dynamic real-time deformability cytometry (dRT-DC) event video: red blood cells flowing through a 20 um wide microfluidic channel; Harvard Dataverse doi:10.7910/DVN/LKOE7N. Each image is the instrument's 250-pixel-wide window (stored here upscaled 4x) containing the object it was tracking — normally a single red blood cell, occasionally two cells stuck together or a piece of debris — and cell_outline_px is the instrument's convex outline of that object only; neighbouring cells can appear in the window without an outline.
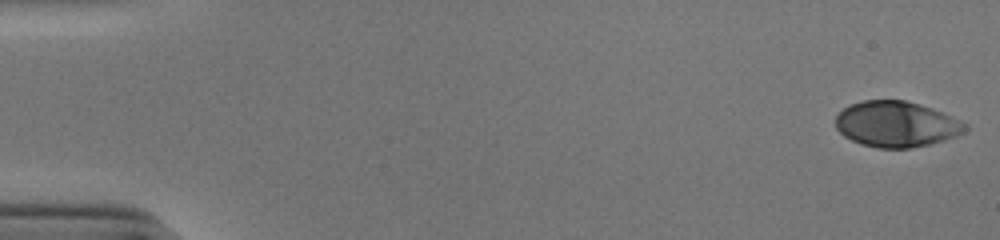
{"species": "human", "species_latin": "Homo sapiens", "temperature_condition": "cold", "stored_images_in_passage": 53, "camera_frame_rate_fps": 3000, "um_per_image_px": 0.085, "donor": {"sex": "male"}, "frame": {"image": 1, "passage_image": 1, "time_ms": 0.0, "image_size_px": [1000, 240], "cell_outline_px": [[968, 128], [964, 132], [956, 136], [928, 144], [908, 148], [876, 148], [860, 144], [844, 136], [836, 128], [836, 116], [844, 108], [852, 104], [864, 100], [904, 100], [932, 108], [964, 124]], "centroid_in_image_um": [76.13, 10.56], "position_along_channel_um": 8.9, "area_um2": 33.99}}
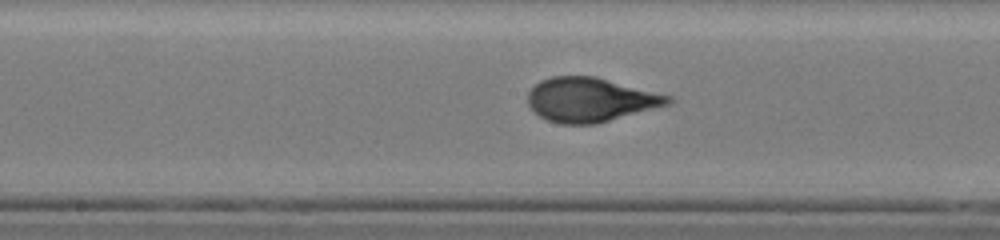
{"frame": {"image": 2, "passage_image": 28, "time_ms": 9.0, "image_size_px": [1000, 240], "cell_outline_px": [[672, 100], [668, 104], [596, 124], [560, 124], [548, 120], [540, 116], [528, 104], [528, 92], [540, 80], [552, 76], [596, 76], [672, 96]], "centroid_in_image_um": [50.16, 8.47], "position_along_channel_um": 198.0, "area_um2": 35.84}}
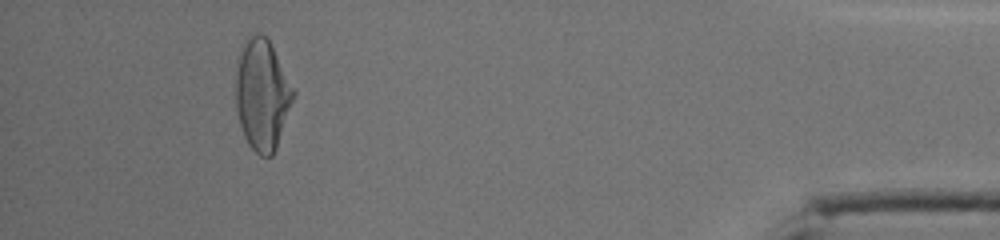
{"frame": {"image": 3, "passage_image": 49, "time_ms": 16.0, "image_size_px": [1000, 240], "cell_outline_px": [[296, 96], [276, 148], [272, 156], [260, 156], [248, 144], [244, 136], [240, 124], [236, 108], [236, 76], [240, 44], [248, 36], [256, 32], [260, 32], [268, 40], [296, 92]], "centroid_in_image_um": [22.28, 8.04], "position_along_channel_um": 412.9, "area_um2": 37.34}}